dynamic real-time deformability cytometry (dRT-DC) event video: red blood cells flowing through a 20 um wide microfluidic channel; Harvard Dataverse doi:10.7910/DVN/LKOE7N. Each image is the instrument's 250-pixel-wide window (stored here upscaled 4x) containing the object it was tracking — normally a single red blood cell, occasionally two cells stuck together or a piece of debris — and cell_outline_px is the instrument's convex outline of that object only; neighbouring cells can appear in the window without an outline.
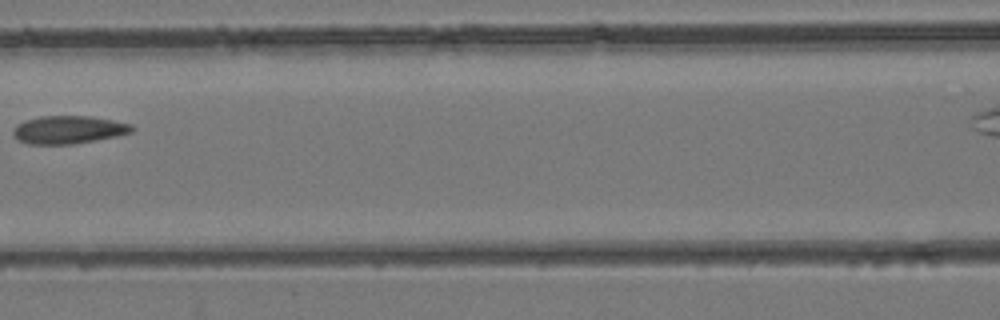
{"species": "common noctule bat (a hibernating species)", "species_latin": "Nyctalus noctula", "temperature_condition": "room temperature", "stored_images_in_passage": 4, "camera_frame_rate_fps": 3000, "um_per_image_px": 0.085, "animal": {"sex": "female", "body_mass_g": 24.6, "forearm_length_mm": 56.2}, "frame": {"image": 1, "passage_image": 4, "time_ms": 4.333, "image_size_px": [1000, 320], "cell_outline_px": [[136, 128], [132, 132], [116, 136], [76, 144], [28, 144], [12, 136], [12, 128], [16, 124], [40, 116], [92, 116], [132, 124]], "centroid_in_image_um": [5.82, 11.03], "position_along_channel_um": 160.8, "area_um2": 19.48}}